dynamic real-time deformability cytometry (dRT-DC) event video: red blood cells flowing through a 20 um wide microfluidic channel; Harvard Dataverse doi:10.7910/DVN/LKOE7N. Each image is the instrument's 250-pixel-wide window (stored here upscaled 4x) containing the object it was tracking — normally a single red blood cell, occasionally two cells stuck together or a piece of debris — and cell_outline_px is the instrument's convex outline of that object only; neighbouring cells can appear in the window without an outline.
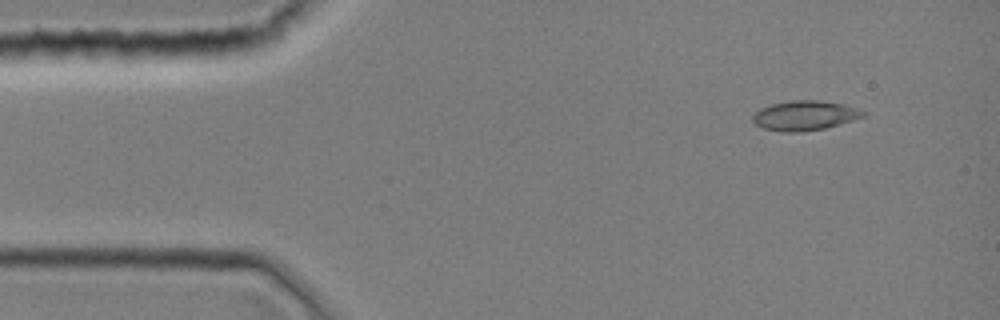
{"species": "common noctule bat (a hibernating species)", "species_latin": "Nyctalus noctula", "temperature_condition": "room temperature", "stored_images_in_passage": 1, "camera_frame_rate_fps": 3000, "um_per_image_px": 0.085, "animal": {"sex": "female", "body_mass_g": 19.0, "forearm_length_mm": 51.5}, "frame": {"image": 1, "passage_image": 1, "time_ms": 0.0, "image_size_px": [1000, 320], "cell_outline_px": [[868, 112], [864, 116], [840, 124], [824, 128], [800, 132], [784, 132], [764, 128], [756, 124], [752, 120], [752, 116], [760, 108], [772, 104], [788, 100], [820, 100], [844, 104]], "centroid_in_image_um": [68.41, 9.81], "position_along_channel_um": 16.6, "area_um2": 19.07}}